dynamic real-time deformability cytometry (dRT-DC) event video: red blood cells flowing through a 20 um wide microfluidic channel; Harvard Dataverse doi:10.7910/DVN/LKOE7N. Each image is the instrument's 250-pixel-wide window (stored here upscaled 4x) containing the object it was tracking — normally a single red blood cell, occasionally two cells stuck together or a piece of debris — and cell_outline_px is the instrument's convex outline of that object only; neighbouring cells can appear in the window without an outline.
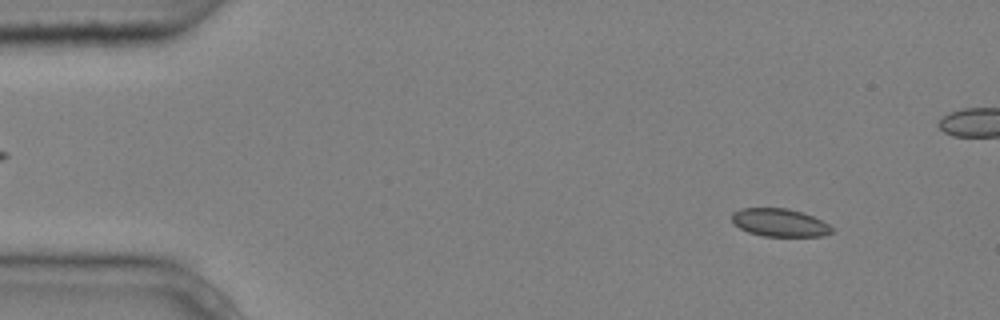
{"species": "common noctule bat (a hibernating species)", "species_latin": "Nyctalus noctula", "temperature_condition": "cold", "stored_images_in_passage": 4, "camera_frame_rate_fps": 3000, "um_per_image_px": 0.085, "animal": {"sex": "male", "body_mass_g": 20.4}, "frame": {"image": 1, "passage_image": 1, "time_ms": 0.0, "image_size_px": [1000, 320], "cell_outline_px": [[832, 232], [820, 236], [764, 236], [748, 232], [732, 224], [732, 212], [740, 208], [788, 208], [812, 216], [828, 224], [832, 228]], "centroid_in_image_um": [66.21, 18.92], "position_along_channel_um": 18.8, "area_um2": 16.18}}